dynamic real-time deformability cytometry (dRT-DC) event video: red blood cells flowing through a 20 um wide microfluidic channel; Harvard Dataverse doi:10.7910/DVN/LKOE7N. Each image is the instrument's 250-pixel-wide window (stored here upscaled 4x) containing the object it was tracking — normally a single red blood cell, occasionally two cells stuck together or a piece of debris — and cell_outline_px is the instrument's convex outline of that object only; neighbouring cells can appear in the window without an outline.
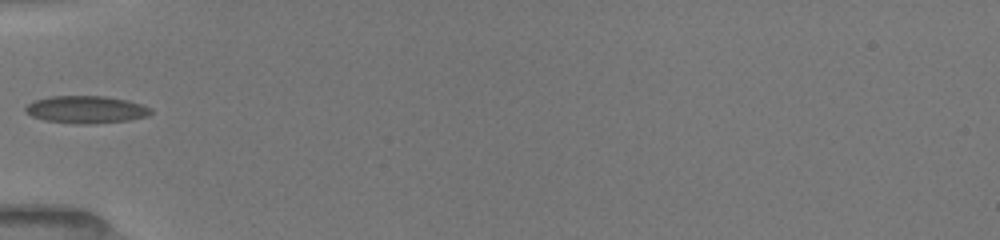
{"species": "common noctule bat (a hibernating species)", "species_latin": "Nyctalus noctula", "temperature_condition": "room temperature", "stored_images_in_passage": 32, "camera_frame_rate_fps": 3000, "um_per_image_px": 0.085, "animal": {"sex": "female", "body_mass_g": 19.5, "forearm_length_mm": 54.1}, "frame": {"image": 1, "passage_image": 1, "time_ms": 0.0, "image_size_px": [1000, 240], "cell_outline_px": [[152, 112], [148, 116], [128, 120], [92, 124], [72, 124], [44, 120], [32, 116], [24, 112], [24, 108], [28, 104], [36, 100], [52, 96], [104, 96], [128, 100], [152, 108]], "centroid_in_image_um": [7.31, 9.32], "position_along_channel_um": 77.7, "area_um2": 20.11}}
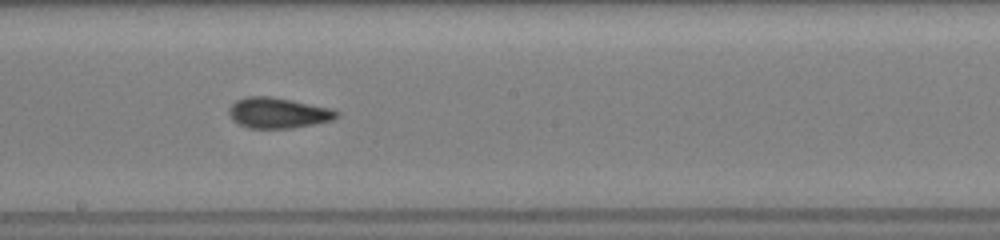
{"frame": {"image": 2, "passage_image": 14, "time_ms": 3.667, "image_size_px": [1000, 240], "cell_outline_px": [[340, 116], [332, 120], [292, 128], [248, 128], [232, 120], [228, 112], [228, 108], [236, 100], [244, 96], [268, 96], [292, 100], [332, 108], [340, 112]], "centroid_in_image_um": [23.63, 9.59], "position_along_channel_um": 224.6, "area_um2": 19.31}}
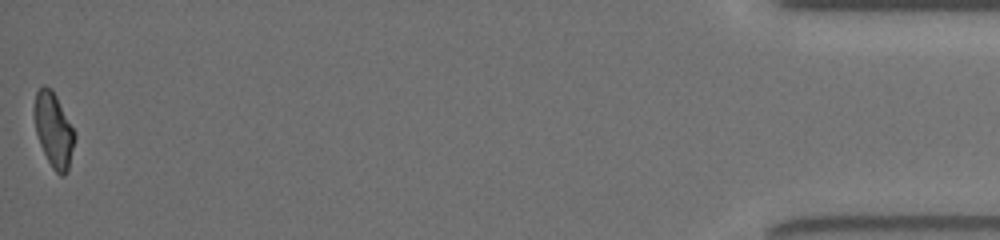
{"frame": {"image": 3, "passage_image": 31, "time_ms": 11.0, "image_size_px": [1000, 240], "cell_outline_px": [[76, 140], [68, 172], [64, 176], [60, 176], [52, 168], [40, 144], [36, 132], [32, 112], [32, 108], [36, 92], [44, 84], [52, 88], [76, 132]], "centroid_in_image_um": [4.57, 11.03], "position_along_channel_um": 430.6, "area_um2": 18.09}, "authors_computed_cell_mechanics": {"area_um2": 18.3804, "velocity_mm_per_s": 3.9982, "shape_relaxation_time_tau1_ms": 7.5208, "shape_relaxation_time_tau2_ms": 1.3029, "deformation_change_tau1": 0.2097, "deformation_change_tau2": 0.0643}}